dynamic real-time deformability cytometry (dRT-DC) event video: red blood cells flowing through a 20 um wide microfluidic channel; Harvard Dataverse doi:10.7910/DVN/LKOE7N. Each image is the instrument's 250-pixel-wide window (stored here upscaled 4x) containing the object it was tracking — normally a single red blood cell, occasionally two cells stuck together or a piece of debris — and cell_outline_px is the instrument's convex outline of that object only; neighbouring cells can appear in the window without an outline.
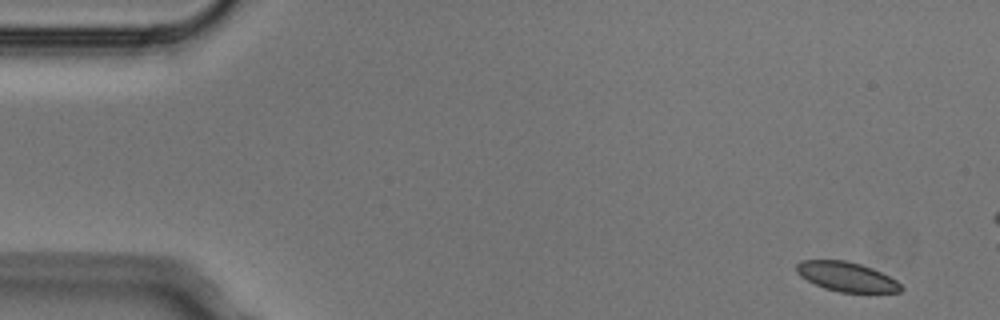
{"species": "Egyptian fruit bat (a non-hibernating species)", "species_latin": "Rousettus aegyptiacus", "temperature_condition": "cold", "stored_images_in_passage": 4, "camera_frame_rate_fps": 3000, "um_per_image_px": 0.085, "animal": {"sex": "male"}, "frame": {"image": 1, "passage_image": 1, "time_ms": 0.0, "image_size_px": [1000, 320], "cell_outline_px": [[904, 288], [900, 292], [840, 292], [824, 288], [800, 276], [796, 272], [796, 264], [800, 260], [844, 260], [860, 264], [872, 268], [896, 280]], "centroid_in_image_um": [71.94, 23.51], "position_along_channel_um": 13.1, "area_um2": 17.8}}